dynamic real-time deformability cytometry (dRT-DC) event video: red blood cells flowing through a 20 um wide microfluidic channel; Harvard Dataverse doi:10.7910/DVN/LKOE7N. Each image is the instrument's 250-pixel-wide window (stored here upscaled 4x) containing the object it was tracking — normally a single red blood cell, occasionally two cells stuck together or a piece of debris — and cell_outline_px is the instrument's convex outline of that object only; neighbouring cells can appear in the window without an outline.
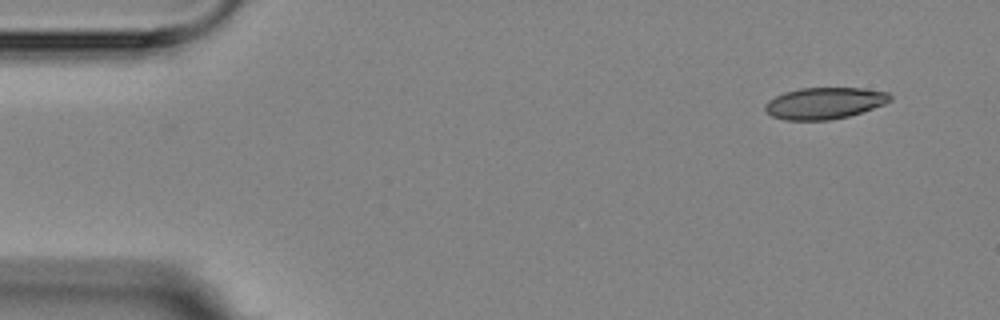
{"species": "Egyptian fruit bat (a non-hibernating species)", "species_latin": "Rousettus aegyptiacus", "temperature_condition": "room temperature", "stored_images_in_passage": 5, "segment_of_instrument_passage": [2, 2], "camera_frame_rate_fps": 3000, "um_per_image_px": 0.085, "animal": {"sex": "female"}, "frame": {"image": 1, "passage_image": 5, "time_ms": 6.333, "image_size_px": [1000, 320], "cell_outline_px": [[892, 100], [884, 104], [848, 116], [828, 120], [784, 120], [772, 116], [764, 108], [764, 104], [768, 100], [784, 92], [800, 88], [864, 88], [888, 92], [892, 96]], "centroid_in_image_um": [70.07, 8.76], "position_along_channel_um": 14.9, "area_um2": 22.95}}